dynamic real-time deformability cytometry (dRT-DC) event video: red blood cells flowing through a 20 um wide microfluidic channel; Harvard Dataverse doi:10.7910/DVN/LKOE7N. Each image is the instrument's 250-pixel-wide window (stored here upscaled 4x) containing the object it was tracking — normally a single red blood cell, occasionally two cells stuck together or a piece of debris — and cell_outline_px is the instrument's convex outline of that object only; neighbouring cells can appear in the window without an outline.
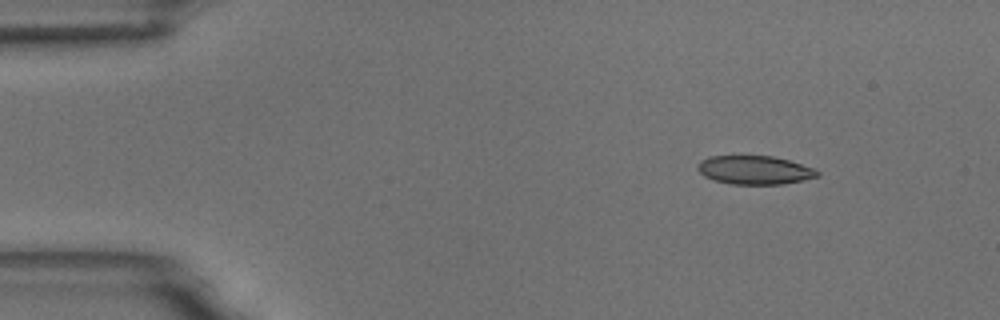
{"species": "common noctule bat (a hibernating species)", "species_latin": "Nyctalus noctula", "temperature_condition": "room temperature", "stored_images_in_passage": 5, "camera_frame_rate_fps": 3000, "um_per_image_px": 0.085, "animal": {"sex": "male", "body_mass_g": 18.8}, "frame": {"image": 1, "passage_image": 1, "time_ms": 0.0, "image_size_px": [1000, 320], "cell_outline_px": [[820, 176], [780, 184], [732, 184], [712, 180], [704, 176], [696, 168], [700, 160], [708, 156], [772, 156], [788, 160], [816, 168], [820, 172]], "centroid_in_image_um": [64.13, 14.45], "position_along_channel_um": 20.9, "area_um2": 20.0}}
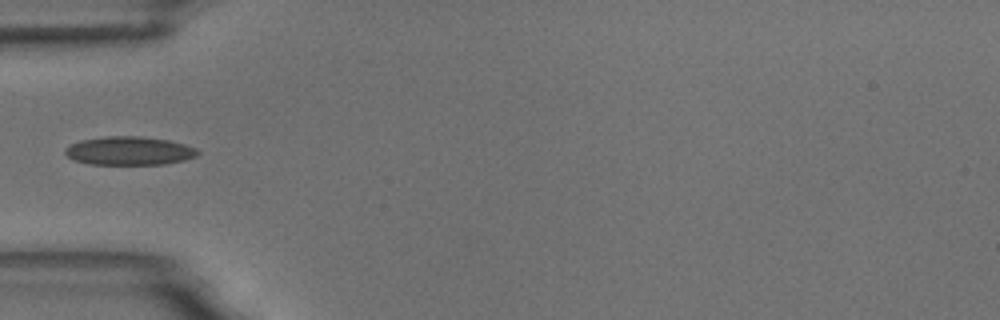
{"frame": {"image": 2, "passage_image": 4, "time_ms": 3.667, "image_size_px": [1000, 320], "cell_outline_px": [[200, 152], [196, 156], [184, 160], [164, 164], [92, 164], [72, 160], [64, 152], [64, 148], [80, 140], [104, 136], [140, 136], [168, 140], [184, 144], [196, 148]], "centroid_in_image_um": [10.97, 12.81], "position_along_channel_um": 74.0, "area_um2": 22.02}}